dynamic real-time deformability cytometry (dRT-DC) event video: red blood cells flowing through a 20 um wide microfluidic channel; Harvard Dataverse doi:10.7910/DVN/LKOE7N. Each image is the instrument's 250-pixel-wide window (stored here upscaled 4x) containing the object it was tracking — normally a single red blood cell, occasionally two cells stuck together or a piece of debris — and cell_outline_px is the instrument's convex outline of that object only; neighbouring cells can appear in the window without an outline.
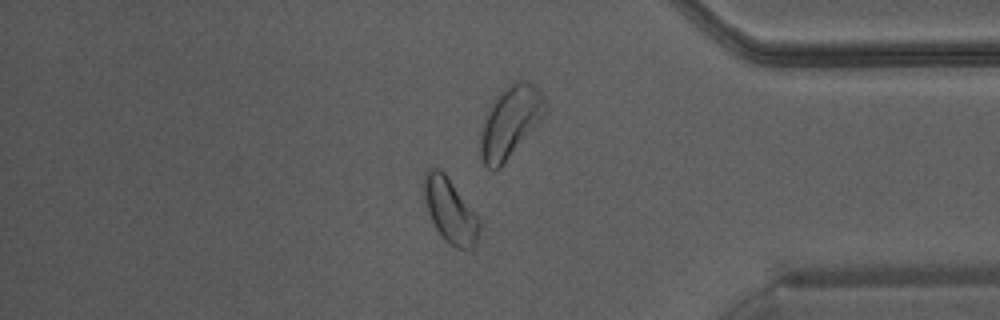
{"species": "Egyptian fruit bat (a non-hibernating species)", "species_latin": "Rousettus aegyptiacus", "temperature_condition": "warm", "stored_images_in_passage": 51, "camera_frame_rate_fps": 3000, "um_per_image_px": 0.085, "animal": {"sex": "male"}, "frame": {"image": 1, "passage_image": 44, "time_ms": 14.333, "image_size_px": [1000, 320], "cell_outline_px": [[480, 232], [476, 244], [472, 248], [456, 248], [448, 244], [444, 240], [428, 216], [424, 200], [424, 172], [428, 168], [440, 168], [444, 172], [480, 220]], "centroid_in_image_um": [38.24, 17.91], "position_along_channel_um": 397.0, "area_um2": 20.87}, "authors_computed_cell_mechanics": {"area_um2": 21.6172, "velocity_mm_per_s": 4.3431, "shape_relaxation_time_tau1_ms": null, "shape_relaxation_time_tau2_ms": 2.7978, "deformation_change_tau1": null, "deformation_change_tau2": 0.0781}}